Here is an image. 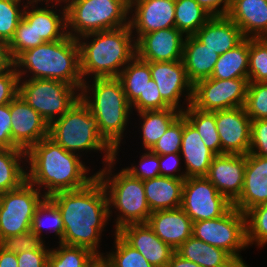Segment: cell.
Instances as JSON below:
<instances>
[{"label": "cell", "instance_id": "60d3db41", "mask_svg": "<svg viewBox=\"0 0 267 267\" xmlns=\"http://www.w3.org/2000/svg\"><path fill=\"white\" fill-rule=\"evenodd\" d=\"M21 0H0V40L9 43L23 17Z\"/></svg>", "mask_w": 267, "mask_h": 267}, {"label": "cell", "instance_id": "ba28073f", "mask_svg": "<svg viewBox=\"0 0 267 267\" xmlns=\"http://www.w3.org/2000/svg\"><path fill=\"white\" fill-rule=\"evenodd\" d=\"M65 7L67 34L75 39L129 25V0H69Z\"/></svg>", "mask_w": 267, "mask_h": 267}, {"label": "cell", "instance_id": "94428289", "mask_svg": "<svg viewBox=\"0 0 267 267\" xmlns=\"http://www.w3.org/2000/svg\"><path fill=\"white\" fill-rule=\"evenodd\" d=\"M24 1V0H23ZM40 0H28L27 3L28 4H32V3H39Z\"/></svg>", "mask_w": 267, "mask_h": 267}, {"label": "cell", "instance_id": "7402d4cb", "mask_svg": "<svg viewBox=\"0 0 267 267\" xmlns=\"http://www.w3.org/2000/svg\"><path fill=\"white\" fill-rule=\"evenodd\" d=\"M148 225L173 250L192 236V220L181 209L159 210L150 214Z\"/></svg>", "mask_w": 267, "mask_h": 267}, {"label": "cell", "instance_id": "f1b7e54d", "mask_svg": "<svg viewBox=\"0 0 267 267\" xmlns=\"http://www.w3.org/2000/svg\"><path fill=\"white\" fill-rule=\"evenodd\" d=\"M123 87L131 110L144 111V89L151 80L149 62L135 56L120 72L117 77Z\"/></svg>", "mask_w": 267, "mask_h": 267}, {"label": "cell", "instance_id": "2e32d148", "mask_svg": "<svg viewBox=\"0 0 267 267\" xmlns=\"http://www.w3.org/2000/svg\"><path fill=\"white\" fill-rule=\"evenodd\" d=\"M10 115L12 141L19 149L27 152L49 136V125L19 95L10 102Z\"/></svg>", "mask_w": 267, "mask_h": 267}, {"label": "cell", "instance_id": "7a4b0ae2", "mask_svg": "<svg viewBox=\"0 0 267 267\" xmlns=\"http://www.w3.org/2000/svg\"><path fill=\"white\" fill-rule=\"evenodd\" d=\"M80 157L78 152L66 151L48 136L26 152V162L30 165L27 181L39 190L47 189L43 192L46 197L85 187L96 174L87 176L89 168Z\"/></svg>", "mask_w": 267, "mask_h": 267}, {"label": "cell", "instance_id": "ac0fdd59", "mask_svg": "<svg viewBox=\"0 0 267 267\" xmlns=\"http://www.w3.org/2000/svg\"><path fill=\"white\" fill-rule=\"evenodd\" d=\"M174 12L175 0H129V13H133L128 16L129 26L138 39L155 30L175 27Z\"/></svg>", "mask_w": 267, "mask_h": 267}, {"label": "cell", "instance_id": "30bf717a", "mask_svg": "<svg viewBox=\"0 0 267 267\" xmlns=\"http://www.w3.org/2000/svg\"><path fill=\"white\" fill-rule=\"evenodd\" d=\"M192 236L227 251L238 263H244L239 252L248 247L246 215L235 207L221 217L193 222Z\"/></svg>", "mask_w": 267, "mask_h": 267}, {"label": "cell", "instance_id": "db71d44e", "mask_svg": "<svg viewBox=\"0 0 267 267\" xmlns=\"http://www.w3.org/2000/svg\"><path fill=\"white\" fill-rule=\"evenodd\" d=\"M196 1L211 16H227L233 2V0H196Z\"/></svg>", "mask_w": 267, "mask_h": 267}, {"label": "cell", "instance_id": "b9f144b4", "mask_svg": "<svg viewBox=\"0 0 267 267\" xmlns=\"http://www.w3.org/2000/svg\"><path fill=\"white\" fill-rule=\"evenodd\" d=\"M244 109L249 118L267 119V82H249Z\"/></svg>", "mask_w": 267, "mask_h": 267}, {"label": "cell", "instance_id": "6da1fadb", "mask_svg": "<svg viewBox=\"0 0 267 267\" xmlns=\"http://www.w3.org/2000/svg\"><path fill=\"white\" fill-rule=\"evenodd\" d=\"M48 198L62 216L64 230L60 243L87 248L102 258L104 253H99L98 246L111 215L106 191L98 177L85 187L57 192Z\"/></svg>", "mask_w": 267, "mask_h": 267}, {"label": "cell", "instance_id": "cb8c5ba5", "mask_svg": "<svg viewBox=\"0 0 267 267\" xmlns=\"http://www.w3.org/2000/svg\"><path fill=\"white\" fill-rule=\"evenodd\" d=\"M38 3L24 4L23 19L33 27L38 38H42L45 42H54L65 38L67 34L66 7L64 5L59 15L53 10L56 3L49 7V2L44 8L36 7ZM35 7V8H34ZM50 8V9H49ZM52 8V9H51ZM28 9V10H27Z\"/></svg>", "mask_w": 267, "mask_h": 267}, {"label": "cell", "instance_id": "e0dca14e", "mask_svg": "<svg viewBox=\"0 0 267 267\" xmlns=\"http://www.w3.org/2000/svg\"><path fill=\"white\" fill-rule=\"evenodd\" d=\"M185 37L176 27L143 34L135 39L136 56L146 62L182 60Z\"/></svg>", "mask_w": 267, "mask_h": 267}, {"label": "cell", "instance_id": "44dd1931", "mask_svg": "<svg viewBox=\"0 0 267 267\" xmlns=\"http://www.w3.org/2000/svg\"><path fill=\"white\" fill-rule=\"evenodd\" d=\"M267 203V158L248 153L241 195L233 207L246 214L250 209Z\"/></svg>", "mask_w": 267, "mask_h": 267}, {"label": "cell", "instance_id": "7dc6e473", "mask_svg": "<svg viewBox=\"0 0 267 267\" xmlns=\"http://www.w3.org/2000/svg\"><path fill=\"white\" fill-rule=\"evenodd\" d=\"M249 153L267 158V119L251 121Z\"/></svg>", "mask_w": 267, "mask_h": 267}, {"label": "cell", "instance_id": "91938a15", "mask_svg": "<svg viewBox=\"0 0 267 267\" xmlns=\"http://www.w3.org/2000/svg\"><path fill=\"white\" fill-rule=\"evenodd\" d=\"M45 2V3H47V2H51V3H53V2H55V3H62V2H64V3H67L69 0H40V2Z\"/></svg>", "mask_w": 267, "mask_h": 267}, {"label": "cell", "instance_id": "4316f807", "mask_svg": "<svg viewBox=\"0 0 267 267\" xmlns=\"http://www.w3.org/2000/svg\"><path fill=\"white\" fill-rule=\"evenodd\" d=\"M218 58L219 54L201 43L194 35L185 37L182 62L193 85L211 77Z\"/></svg>", "mask_w": 267, "mask_h": 267}, {"label": "cell", "instance_id": "52a82bcc", "mask_svg": "<svg viewBox=\"0 0 267 267\" xmlns=\"http://www.w3.org/2000/svg\"><path fill=\"white\" fill-rule=\"evenodd\" d=\"M49 137L69 152L103 151L104 165L115 158V153L102 141L97 118L81 99L49 125Z\"/></svg>", "mask_w": 267, "mask_h": 267}, {"label": "cell", "instance_id": "f907efd6", "mask_svg": "<svg viewBox=\"0 0 267 267\" xmlns=\"http://www.w3.org/2000/svg\"><path fill=\"white\" fill-rule=\"evenodd\" d=\"M10 103L0 105V148L19 149L11 137Z\"/></svg>", "mask_w": 267, "mask_h": 267}, {"label": "cell", "instance_id": "f35d334b", "mask_svg": "<svg viewBox=\"0 0 267 267\" xmlns=\"http://www.w3.org/2000/svg\"><path fill=\"white\" fill-rule=\"evenodd\" d=\"M249 82H267V38H249Z\"/></svg>", "mask_w": 267, "mask_h": 267}, {"label": "cell", "instance_id": "681fc988", "mask_svg": "<svg viewBox=\"0 0 267 267\" xmlns=\"http://www.w3.org/2000/svg\"><path fill=\"white\" fill-rule=\"evenodd\" d=\"M50 249L43 243L37 250L16 254L18 267H44L48 263Z\"/></svg>", "mask_w": 267, "mask_h": 267}, {"label": "cell", "instance_id": "83f0119b", "mask_svg": "<svg viewBox=\"0 0 267 267\" xmlns=\"http://www.w3.org/2000/svg\"><path fill=\"white\" fill-rule=\"evenodd\" d=\"M184 180L165 176L144 180V192L151 212L180 208Z\"/></svg>", "mask_w": 267, "mask_h": 267}, {"label": "cell", "instance_id": "9f6ffc18", "mask_svg": "<svg viewBox=\"0 0 267 267\" xmlns=\"http://www.w3.org/2000/svg\"><path fill=\"white\" fill-rule=\"evenodd\" d=\"M0 267H18L16 254L8 252L0 246Z\"/></svg>", "mask_w": 267, "mask_h": 267}, {"label": "cell", "instance_id": "9a60e30c", "mask_svg": "<svg viewBox=\"0 0 267 267\" xmlns=\"http://www.w3.org/2000/svg\"><path fill=\"white\" fill-rule=\"evenodd\" d=\"M215 121L221 141V154L247 155L252 120L244 107L215 111Z\"/></svg>", "mask_w": 267, "mask_h": 267}, {"label": "cell", "instance_id": "6125c7cd", "mask_svg": "<svg viewBox=\"0 0 267 267\" xmlns=\"http://www.w3.org/2000/svg\"><path fill=\"white\" fill-rule=\"evenodd\" d=\"M236 267H249V266H247V264L244 262V263H239Z\"/></svg>", "mask_w": 267, "mask_h": 267}, {"label": "cell", "instance_id": "9c48e42d", "mask_svg": "<svg viewBox=\"0 0 267 267\" xmlns=\"http://www.w3.org/2000/svg\"><path fill=\"white\" fill-rule=\"evenodd\" d=\"M80 90L68 83L50 79H19L18 95L50 125L80 99ZM76 92V93H75Z\"/></svg>", "mask_w": 267, "mask_h": 267}, {"label": "cell", "instance_id": "603a6c76", "mask_svg": "<svg viewBox=\"0 0 267 267\" xmlns=\"http://www.w3.org/2000/svg\"><path fill=\"white\" fill-rule=\"evenodd\" d=\"M186 178L206 177L215 154L202 141L200 134L183 115L181 150Z\"/></svg>", "mask_w": 267, "mask_h": 267}, {"label": "cell", "instance_id": "8992f818", "mask_svg": "<svg viewBox=\"0 0 267 267\" xmlns=\"http://www.w3.org/2000/svg\"><path fill=\"white\" fill-rule=\"evenodd\" d=\"M116 158L96 172L107 194L109 215H112L110 209L113 206L119 211L114 232L129 224L147 223L152 213L146 200L142 180L133 177L123 168L118 174L112 175Z\"/></svg>", "mask_w": 267, "mask_h": 267}, {"label": "cell", "instance_id": "8fae6325", "mask_svg": "<svg viewBox=\"0 0 267 267\" xmlns=\"http://www.w3.org/2000/svg\"><path fill=\"white\" fill-rule=\"evenodd\" d=\"M46 198L39 189L25 181L19 188L0 196V241L31 230L37 207Z\"/></svg>", "mask_w": 267, "mask_h": 267}, {"label": "cell", "instance_id": "f6af8a7d", "mask_svg": "<svg viewBox=\"0 0 267 267\" xmlns=\"http://www.w3.org/2000/svg\"><path fill=\"white\" fill-rule=\"evenodd\" d=\"M44 242L30 230L19 235L3 238L0 241V246L8 252L18 254L37 250Z\"/></svg>", "mask_w": 267, "mask_h": 267}, {"label": "cell", "instance_id": "836d02e7", "mask_svg": "<svg viewBox=\"0 0 267 267\" xmlns=\"http://www.w3.org/2000/svg\"><path fill=\"white\" fill-rule=\"evenodd\" d=\"M182 114L200 134L206 147L215 155L221 154V141L217 131L214 112H204L191 104L184 108Z\"/></svg>", "mask_w": 267, "mask_h": 267}, {"label": "cell", "instance_id": "4dcf8cb0", "mask_svg": "<svg viewBox=\"0 0 267 267\" xmlns=\"http://www.w3.org/2000/svg\"><path fill=\"white\" fill-rule=\"evenodd\" d=\"M248 68L249 38H244L234 48L219 55L210 78L221 80L249 78Z\"/></svg>", "mask_w": 267, "mask_h": 267}, {"label": "cell", "instance_id": "4fadbf2b", "mask_svg": "<svg viewBox=\"0 0 267 267\" xmlns=\"http://www.w3.org/2000/svg\"><path fill=\"white\" fill-rule=\"evenodd\" d=\"M232 206L206 177L185 178L180 208L192 222L221 217Z\"/></svg>", "mask_w": 267, "mask_h": 267}, {"label": "cell", "instance_id": "680465c9", "mask_svg": "<svg viewBox=\"0 0 267 267\" xmlns=\"http://www.w3.org/2000/svg\"><path fill=\"white\" fill-rule=\"evenodd\" d=\"M91 267H110L103 258H98Z\"/></svg>", "mask_w": 267, "mask_h": 267}, {"label": "cell", "instance_id": "bcb514c9", "mask_svg": "<svg viewBox=\"0 0 267 267\" xmlns=\"http://www.w3.org/2000/svg\"><path fill=\"white\" fill-rule=\"evenodd\" d=\"M145 151L146 153L141 156L139 161L140 167L132 166L131 164V167L124 168L133 177L139 178L142 181L160 176L159 155L150 150Z\"/></svg>", "mask_w": 267, "mask_h": 267}, {"label": "cell", "instance_id": "ab89813d", "mask_svg": "<svg viewBox=\"0 0 267 267\" xmlns=\"http://www.w3.org/2000/svg\"><path fill=\"white\" fill-rule=\"evenodd\" d=\"M246 230L248 246L267 244V203L250 209L246 214Z\"/></svg>", "mask_w": 267, "mask_h": 267}, {"label": "cell", "instance_id": "ffe728a7", "mask_svg": "<svg viewBox=\"0 0 267 267\" xmlns=\"http://www.w3.org/2000/svg\"><path fill=\"white\" fill-rule=\"evenodd\" d=\"M117 233L154 267H167L175 252L154 233L148 223L129 224Z\"/></svg>", "mask_w": 267, "mask_h": 267}, {"label": "cell", "instance_id": "f5cc1de1", "mask_svg": "<svg viewBox=\"0 0 267 267\" xmlns=\"http://www.w3.org/2000/svg\"><path fill=\"white\" fill-rule=\"evenodd\" d=\"M171 108L161 97L158 86L151 79L144 89V111Z\"/></svg>", "mask_w": 267, "mask_h": 267}, {"label": "cell", "instance_id": "1f68e13d", "mask_svg": "<svg viewBox=\"0 0 267 267\" xmlns=\"http://www.w3.org/2000/svg\"><path fill=\"white\" fill-rule=\"evenodd\" d=\"M22 159L26 161V151L0 148V196L27 181V172L20 164Z\"/></svg>", "mask_w": 267, "mask_h": 267}, {"label": "cell", "instance_id": "e575fe53", "mask_svg": "<svg viewBox=\"0 0 267 267\" xmlns=\"http://www.w3.org/2000/svg\"><path fill=\"white\" fill-rule=\"evenodd\" d=\"M175 27L184 35H194L212 16L196 0H175Z\"/></svg>", "mask_w": 267, "mask_h": 267}, {"label": "cell", "instance_id": "5bb4252c", "mask_svg": "<svg viewBox=\"0 0 267 267\" xmlns=\"http://www.w3.org/2000/svg\"><path fill=\"white\" fill-rule=\"evenodd\" d=\"M149 66L151 79L158 86L162 99L170 107L183 112L184 109L179 104V100H181V95L187 92L185 94V101L188 102L187 106L191 104L193 84L187 77L182 60L149 62Z\"/></svg>", "mask_w": 267, "mask_h": 267}, {"label": "cell", "instance_id": "c3c4849f", "mask_svg": "<svg viewBox=\"0 0 267 267\" xmlns=\"http://www.w3.org/2000/svg\"><path fill=\"white\" fill-rule=\"evenodd\" d=\"M19 93V76L15 67L0 72V105L10 103Z\"/></svg>", "mask_w": 267, "mask_h": 267}, {"label": "cell", "instance_id": "277c9868", "mask_svg": "<svg viewBox=\"0 0 267 267\" xmlns=\"http://www.w3.org/2000/svg\"><path fill=\"white\" fill-rule=\"evenodd\" d=\"M133 36V31L127 25L79 37L77 41L83 81L87 80L85 77L90 74L94 75L93 78L118 77L122 69L136 56ZM89 38L93 39L89 42Z\"/></svg>", "mask_w": 267, "mask_h": 267}, {"label": "cell", "instance_id": "d4e9b609", "mask_svg": "<svg viewBox=\"0 0 267 267\" xmlns=\"http://www.w3.org/2000/svg\"><path fill=\"white\" fill-rule=\"evenodd\" d=\"M227 16L245 38L267 37V0H233Z\"/></svg>", "mask_w": 267, "mask_h": 267}, {"label": "cell", "instance_id": "d6986e66", "mask_svg": "<svg viewBox=\"0 0 267 267\" xmlns=\"http://www.w3.org/2000/svg\"><path fill=\"white\" fill-rule=\"evenodd\" d=\"M246 167V155H215L206 178L232 204L241 195Z\"/></svg>", "mask_w": 267, "mask_h": 267}, {"label": "cell", "instance_id": "11a10c76", "mask_svg": "<svg viewBox=\"0 0 267 267\" xmlns=\"http://www.w3.org/2000/svg\"><path fill=\"white\" fill-rule=\"evenodd\" d=\"M14 67V59L11 56L9 43L0 40V72Z\"/></svg>", "mask_w": 267, "mask_h": 267}, {"label": "cell", "instance_id": "74e56055", "mask_svg": "<svg viewBox=\"0 0 267 267\" xmlns=\"http://www.w3.org/2000/svg\"><path fill=\"white\" fill-rule=\"evenodd\" d=\"M115 251L103 256V260L110 267H154L135 248L130 246L117 232H115Z\"/></svg>", "mask_w": 267, "mask_h": 267}, {"label": "cell", "instance_id": "d6a6232c", "mask_svg": "<svg viewBox=\"0 0 267 267\" xmlns=\"http://www.w3.org/2000/svg\"><path fill=\"white\" fill-rule=\"evenodd\" d=\"M141 121L142 141L145 150H150L165 134L170 125L182 114L175 108L138 112Z\"/></svg>", "mask_w": 267, "mask_h": 267}, {"label": "cell", "instance_id": "ee69618b", "mask_svg": "<svg viewBox=\"0 0 267 267\" xmlns=\"http://www.w3.org/2000/svg\"><path fill=\"white\" fill-rule=\"evenodd\" d=\"M43 43H45V41L42 38H38L33 27L22 18L15 30L12 40L9 42L11 56L15 59L23 51Z\"/></svg>", "mask_w": 267, "mask_h": 267}, {"label": "cell", "instance_id": "d590c367", "mask_svg": "<svg viewBox=\"0 0 267 267\" xmlns=\"http://www.w3.org/2000/svg\"><path fill=\"white\" fill-rule=\"evenodd\" d=\"M99 257L91 250L59 243L51 249L48 264L51 267H91Z\"/></svg>", "mask_w": 267, "mask_h": 267}, {"label": "cell", "instance_id": "7bdbcfd3", "mask_svg": "<svg viewBox=\"0 0 267 267\" xmlns=\"http://www.w3.org/2000/svg\"><path fill=\"white\" fill-rule=\"evenodd\" d=\"M183 134V114H181L168 128L165 134L150 149L151 152L161 155L180 153Z\"/></svg>", "mask_w": 267, "mask_h": 267}, {"label": "cell", "instance_id": "3957f363", "mask_svg": "<svg viewBox=\"0 0 267 267\" xmlns=\"http://www.w3.org/2000/svg\"><path fill=\"white\" fill-rule=\"evenodd\" d=\"M14 67L22 80L23 75L30 73L33 75L29 79L58 80L80 91L84 82L80 72L79 43L69 35L23 51L14 59Z\"/></svg>", "mask_w": 267, "mask_h": 267}, {"label": "cell", "instance_id": "5b68a950", "mask_svg": "<svg viewBox=\"0 0 267 267\" xmlns=\"http://www.w3.org/2000/svg\"><path fill=\"white\" fill-rule=\"evenodd\" d=\"M92 82L91 88L89 82L86 80L83 82L80 99L97 118L102 141L115 153L116 157L122 137H124L128 117L132 112L131 105L117 77L93 78Z\"/></svg>", "mask_w": 267, "mask_h": 267}, {"label": "cell", "instance_id": "8d00e7d4", "mask_svg": "<svg viewBox=\"0 0 267 267\" xmlns=\"http://www.w3.org/2000/svg\"><path fill=\"white\" fill-rule=\"evenodd\" d=\"M45 220L46 222H44ZM45 226L46 228L52 227L50 230H53L52 232L59 237L58 243H60L63 238V230H64L62 216L58 207L48 197H46L37 207L33 217L31 231L35 233L40 239L43 240L41 235H43L42 232Z\"/></svg>", "mask_w": 267, "mask_h": 267}, {"label": "cell", "instance_id": "816d5d0a", "mask_svg": "<svg viewBox=\"0 0 267 267\" xmlns=\"http://www.w3.org/2000/svg\"><path fill=\"white\" fill-rule=\"evenodd\" d=\"M181 153H170L167 155L159 156V169H160V176L171 177V178H178V179H185L186 173L182 172L175 174V172H180L181 169L179 168L181 162ZM174 172V173H173Z\"/></svg>", "mask_w": 267, "mask_h": 267}, {"label": "cell", "instance_id": "6f0895ef", "mask_svg": "<svg viewBox=\"0 0 267 267\" xmlns=\"http://www.w3.org/2000/svg\"><path fill=\"white\" fill-rule=\"evenodd\" d=\"M167 267H201L200 265L182 258L176 252L171 256L170 261L168 262Z\"/></svg>", "mask_w": 267, "mask_h": 267}, {"label": "cell", "instance_id": "7c38bea8", "mask_svg": "<svg viewBox=\"0 0 267 267\" xmlns=\"http://www.w3.org/2000/svg\"><path fill=\"white\" fill-rule=\"evenodd\" d=\"M249 78H207L193 85L191 105L204 112L243 107Z\"/></svg>", "mask_w": 267, "mask_h": 267}, {"label": "cell", "instance_id": "be15d7a7", "mask_svg": "<svg viewBox=\"0 0 267 267\" xmlns=\"http://www.w3.org/2000/svg\"><path fill=\"white\" fill-rule=\"evenodd\" d=\"M44 267H51L48 263Z\"/></svg>", "mask_w": 267, "mask_h": 267}, {"label": "cell", "instance_id": "f546056e", "mask_svg": "<svg viewBox=\"0 0 267 267\" xmlns=\"http://www.w3.org/2000/svg\"><path fill=\"white\" fill-rule=\"evenodd\" d=\"M175 252L201 267H236L239 263L225 250L189 237Z\"/></svg>", "mask_w": 267, "mask_h": 267}, {"label": "cell", "instance_id": "484cf974", "mask_svg": "<svg viewBox=\"0 0 267 267\" xmlns=\"http://www.w3.org/2000/svg\"><path fill=\"white\" fill-rule=\"evenodd\" d=\"M194 36L219 55L231 50L245 38L228 16H212Z\"/></svg>", "mask_w": 267, "mask_h": 267}]
</instances>
